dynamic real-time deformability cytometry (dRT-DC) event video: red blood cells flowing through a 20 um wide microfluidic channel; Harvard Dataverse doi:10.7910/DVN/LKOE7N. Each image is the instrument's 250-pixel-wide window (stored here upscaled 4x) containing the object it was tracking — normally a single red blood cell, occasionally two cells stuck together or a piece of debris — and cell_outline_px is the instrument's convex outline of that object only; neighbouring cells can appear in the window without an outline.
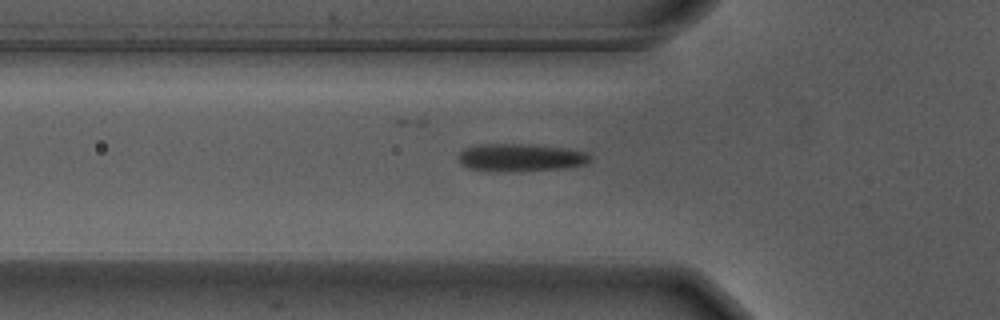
{"species": "Egyptian fruit bat (a non-hibernating species)", "species_latin": "Rousettus aegyptiacus", "temperature_condition": "warm", "stored_images_in_passage": 39, "camera_frame_rate_fps": 3000, "um_per_image_px": 0.085, "animal": {"sex": "male"}, "frame": {"image": 1, "passage_image": 4, "time_ms": 1.0, "image_size_px": [1000, 320], "cell_outline_px": [[592, 160], [584, 164], [560, 168], [484, 172], [468, 168], [460, 164], [456, 156], [464, 148], [476, 144], [524, 144], [564, 148], [588, 152], [592, 156]], "centroid_in_image_um": [44.16, 13.38], "position_along_channel_um": 81.6, "area_um2": 21.33}}
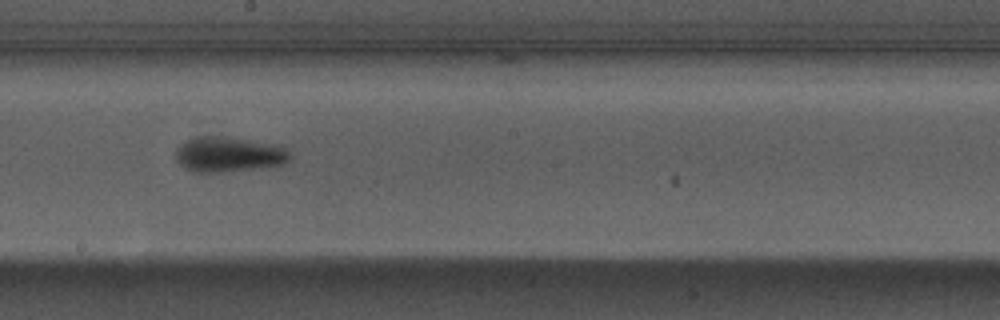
{"frame": {"image": 2, "passage_image": 16, "time_ms": 5.0, "image_size_px": [1000, 320], "cell_outline_px": [[292, 156], [284, 164], [260, 168], [220, 172], [192, 172], [184, 168], [176, 160], [176, 148], [180, 144], [196, 136], [220, 136], [276, 144], [284, 148]], "centroid_in_image_um": [19.41, 13.13], "position_along_channel_um": 228.8, "area_um2": 23.41}}
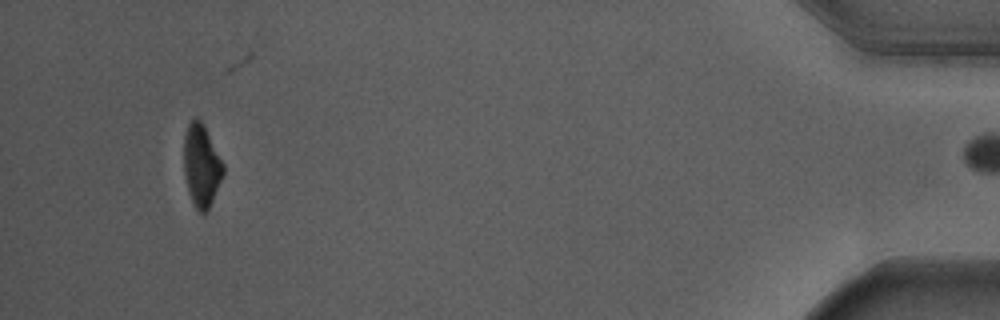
{"frame": {"image": 3, "passage_image": 38, "time_ms": 12.333, "image_size_px": [1000, 320], "cell_outline_px": [[224, 172], [212, 200], [204, 216], [196, 208], [188, 192], [184, 176], [184, 136], [188, 124], [196, 116], [200, 120], [224, 164]], "centroid_in_image_um": [17.1, 14.09], "position_along_channel_um": 418.1, "area_um2": 18.55}, "authors_computed_cell_mechanics": {"area_um2": 21.3282, "velocity_mm_per_s": 3.6743, "shape_relaxation_time_tau1_ms": 2.6509, "shape_relaxation_time_tau2_ms": null, "deformation_change_tau1": 0.1389, "deformation_change_tau2": null}}